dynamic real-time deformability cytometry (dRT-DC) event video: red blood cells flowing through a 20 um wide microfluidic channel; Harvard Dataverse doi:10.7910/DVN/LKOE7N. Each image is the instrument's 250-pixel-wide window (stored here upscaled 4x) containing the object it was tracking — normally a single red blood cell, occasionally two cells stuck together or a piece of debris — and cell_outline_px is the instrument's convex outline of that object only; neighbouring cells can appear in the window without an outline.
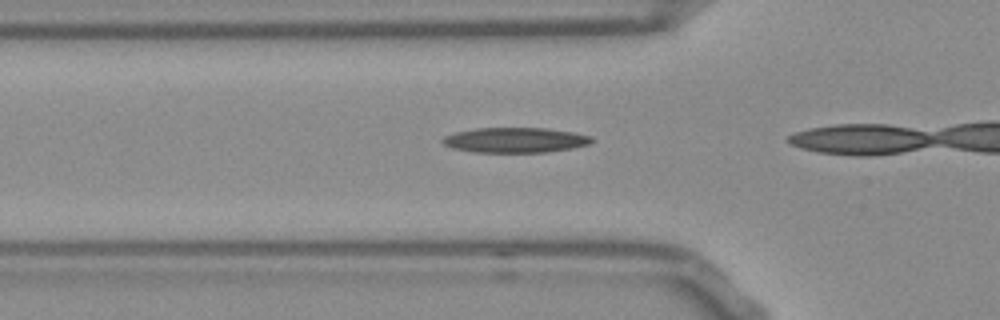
{"species": "Egyptian fruit bat (a non-hibernating species)", "species_latin": "Rousettus aegyptiacus", "temperature_condition": "room temperature", "stored_images_in_passage": 6, "camera_frame_rate_fps": 3000, "um_per_image_px": 0.085, "frame": {"image": 1, "passage_image": 2, "time_ms": 0.333, "image_size_px": [1000, 320], "cell_outline_px": [[596, 140], [588, 144], [572, 148], [548, 152], [476, 152], [452, 148], [444, 144], [440, 140], [444, 136], [456, 132], [476, 128], [548, 128], [572, 132], [592, 136]], "centroid_in_image_um": [43.81, 11.9], "position_along_channel_um": 82.0, "area_um2": 21.85}}
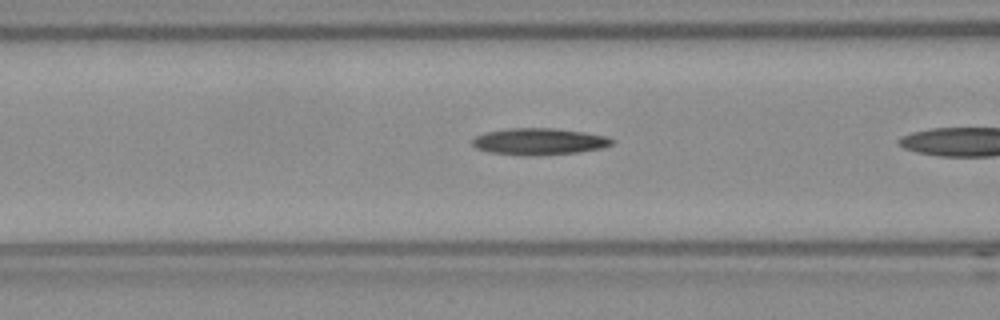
{"frame": {"image": 2, "passage_image": 5, "time_ms": 1.333, "image_size_px": [1000, 320], "cell_outline_px": [[612, 144], [600, 148], [576, 152], [536, 156], [524, 156], [488, 152], [476, 148], [472, 144], [472, 140], [476, 136], [484, 132], [508, 128], [552, 128], [580, 132], [604, 136], [612, 140]], "centroid_in_image_um": [45.72, 12.03], "position_along_channel_um": 120.9, "area_um2": 21.5}}